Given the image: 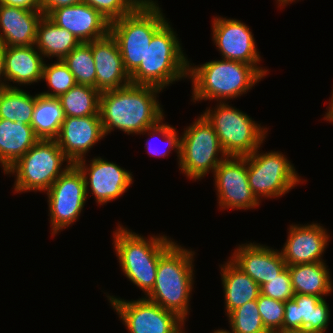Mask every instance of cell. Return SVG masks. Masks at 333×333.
Listing matches in <instances>:
<instances>
[{
  "label": "cell",
  "mask_w": 333,
  "mask_h": 333,
  "mask_svg": "<svg viewBox=\"0 0 333 333\" xmlns=\"http://www.w3.org/2000/svg\"><path fill=\"white\" fill-rule=\"evenodd\" d=\"M154 86L130 84L104 91L99 97V115L105 136L118 129L125 134H140L164 118Z\"/></svg>",
  "instance_id": "cell-1"
},
{
  "label": "cell",
  "mask_w": 333,
  "mask_h": 333,
  "mask_svg": "<svg viewBox=\"0 0 333 333\" xmlns=\"http://www.w3.org/2000/svg\"><path fill=\"white\" fill-rule=\"evenodd\" d=\"M194 255V251L174 242L160 256L153 289L147 296H142L175 313L184 322L191 310Z\"/></svg>",
  "instance_id": "cell-2"
},
{
  "label": "cell",
  "mask_w": 333,
  "mask_h": 333,
  "mask_svg": "<svg viewBox=\"0 0 333 333\" xmlns=\"http://www.w3.org/2000/svg\"><path fill=\"white\" fill-rule=\"evenodd\" d=\"M192 64L189 61L188 79L192 83L191 101L195 103L233 100L252 90L263 79L252 65L240 61L220 59L197 66Z\"/></svg>",
  "instance_id": "cell-3"
},
{
  "label": "cell",
  "mask_w": 333,
  "mask_h": 333,
  "mask_svg": "<svg viewBox=\"0 0 333 333\" xmlns=\"http://www.w3.org/2000/svg\"><path fill=\"white\" fill-rule=\"evenodd\" d=\"M149 236H141L119 224L113 231L112 243L124 276L146 296L153 289L160 256L175 242L166 235Z\"/></svg>",
  "instance_id": "cell-4"
},
{
  "label": "cell",
  "mask_w": 333,
  "mask_h": 333,
  "mask_svg": "<svg viewBox=\"0 0 333 333\" xmlns=\"http://www.w3.org/2000/svg\"><path fill=\"white\" fill-rule=\"evenodd\" d=\"M168 20L154 33L144 60L130 75L133 85L164 90L173 82L188 78V57Z\"/></svg>",
  "instance_id": "cell-5"
},
{
  "label": "cell",
  "mask_w": 333,
  "mask_h": 333,
  "mask_svg": "<svg viewBox=\"0 0 333 333\" xmlns=\"http://www.w3.org/2000/svg\"><path fill=\"white\" fill-rule=\"evenodd\" d=\"M157 2L143 1L133 12L110 23L109 32L118 43L129 75L144 60L154 33L167 21Z\"/></svg>",
  "instance_id": "cell-6"
},
{
  "label": "cell",
  "mask_w": 333,
  "mask_h": 333,
  "mask_svg": "<svg viewBox=\"0 0 333 333\" xmlns=\"http://www.w3.org/2000/svg\"><path fill=\"white\" fill-rule=\"evenodd\" d=\"M64 162H67L66 166ZM71 165L56 140L39 139L6 174L15 175L14 194L30 191L46 193Z\"/></svg>",
  "instance_id": "cell-7"
},
{
  "label": "cell",
  "mask_w": 333,
  "mask_h": 333,
  "mask_svg": "<svg viewBox=\"0 0 333 333\" xmlns=\"http://www.w3.org/2000/svg\"><path fill=\"white\" fill-rule=\"evenodd\" d=\"M228 104L217 102L214 108H206L202 115L214 128L227 156H248L264 143L268 128Z\"/></svg>",
  "instance_id": "cell-8"
},
{
  "label": "cell",
  "mask_w": 333,
  "mask_h": 333,
  "mask_svg": "<svg viewBox=\"0 0 333 333\" xmlns=\"http://www.w3.org/2000/svg\"><path fill=\"white\" fill-rule=\"evenodd\" d=\"M180 136L178 166L190 180L203 179L210 171L214 172L227 157L214 128L202 114Z\"/></svg>",
  "instance_id": "cell-9"
},
{
  "label": "cell",
  "mask_w": 333,
  "mask_h": 333,
  "mask_svg": "<svg viewBox=\"0 0 333 333\" xmlns=\"http://www.w3.org/2000/svg\"><path fill=\"white\" fill-rule=\"evenodd\" d=\"M260 148L246 156L249 186L260 203L263 198L282 197L295 185L303 183L304 179H301L286 155L272 150L264 153Z\"/></svg>",
  "instance_id": "cell-10"
},
{
  "label": "cell",
  "mask_w": 333,
  "mask_h": 333,
  "mask_svg": "<svg viewBox=\"0 0 333 333\" xmlns=\"http://www.w3.org/2000/svg\"><path fill=\"white\" fill-rule=\"evenodd\" d=\"M46 192L51 234L55 236L81 216L87 201L84 177L72 164Z\"/></svg>",
  "instance_id": "cell-11"
},
{
  "label": "cell",
  "mask_w": 333,
  "mask_h": 333,
  "mask_svg": "<svg viewBox=\"0 0 333 333\" xmlns=\"http://www.w3.org/2000/svg\"><path fill=\"white\" fill-rule=\"evenodd\" d=\"M106 297L128 333H185L181 318L145 297L130 301L109 294Z\"/></svg>",
  "instance_id": "cell-12"
},
{
  "label": "cell",
  "mask_w": 333,
  "mask_h": 333,
  "mask_svg": "<svg viewBox=\"0 0 333 333\" xmlns=\"http://www.w3.org/2000/svg\"><path fill=\"white\" fill-rule=\"evenodd\" d=\"M212 22V41L220 52L222 59L240 61L252 65L263 77L269 71L260 65L254 34L241 20L215 16ZM259 64V65H258Z\"/></svg>",
  "instance_id": "cell-13"
},
{
  "label": "cell",
  "mask_w": 333,
  "mask_h": 333,
  "mask_svg": "<svg viewBox=\"0 0 333 333\" xmlns=\"http://www.w3.org/2000/svg\"><path fill=\"white\" fill-rule=\"evenodd\" d=\"M219 209H255L261 203L248 182L245 157L227 156L213 172Z\"/></svg>",
  "instance_id": "cell-14"
},
{
  "label": "cell",
  "mask_w": 333,
  "mask_h": 333,
  "mask_svg": "<svg viewBox=\"0 0 333 333\" xmlns=\"http://www.w3.org/2000/svg\"><path fill=\"white\" fill-rule=\"evenodd\" d=\"M88 165L86 159H80L74 165L81 171L86 196L91 192L98 205H105L118 199L133 184L132 172L104 158L94 157ZM90 187V188H89Z\"/></svg>",
  "instance_id": "cell-15"
},
{
  "label": "cell",
  "mask_w": 333,
  "mask_h": 333,
  "mask_svg": "<svg viewBox=\"0 0 333 333\" xmlns=\"http://www.w3.org/2000/svg\"><path fill=\"white\" fill-rule=\"evenodd\" d=\"M288 237L280 250L287 266L325 262L323 254L330 241L327 229L319 223L291 224Z\"/></svg>",
  "instance_id": "cell-16"
},
{
  "label": "cell",
  "mask_w": 333,
  "mask_h": 333,
  "mask_svg": "<svg viewBox=\"0 0 333 333\" xmlns=\"http://www.w3.org/2000/svg\"><path fill=\"white\" fill-rule=\"evenodd\" d=\"M105 137L100 115L65 117L55 139L72 164L86 158L93 146Z\"/></svg>",
  "instance_id": "cell-17"
},
{
  "label": "cell",
  "mask_w": 333,
  "mask_h": 333,
  "mask_svg": "<svg viewBox=\"0 0 333 333\" xmlns=\"http://www.w3.org/2000/svg\"><path fill=\"white\" fill-rule=\"evenodd\" d=\"M47 16L70 31L80 43L100 39L110 31V22L85 2L56 8Z\"/></svg>",
  "instance_id": "cell-18"
},
{
  "label": "cell",
  "mask_w": 333,
  "mask_h": 333,
  "mask_svg": "<svg viewBox=\"0 0 333 333\" xmlns=\"http://www.w3.org/2000/svg\"><path fill=\"white\" fill-rule=\"evenodd\" d=\"M229 258L259 286L270 282L287 267L279 250L255 242L238 244Z\"/></svg>",
  "instance_id": "cell-19"
},
{
  "label": "cell",
  "mask_w": 333,
  "mask_h": 333,
  "mask_svg": "<svg viewBox=\"0 0 333 333\" xmlns=\"http://www.w3.org/2000/svg\"><path fill=\"white\" fill-rule=\"evenodd\" d=\"M91 50L96 66V89L100 93L131 84L118 43L110 32L100 39L91 41Z\"/></svg>",
  "instance_id": "cell-20"
},
{
  "label": "cell",
  "mask_w": 333,
  "mask_h": 333,
  "mask_svg": "<svg viewBox=\"0 0 333 333\" xmlns=\"http://www.w3.org/2000/svg\"><path fill=\"white\" fill-rule=\"evenodd\" d=\"M326 299L316 295L295 294L284 302L283 329H303L326 333L330 322V309Z\"/></svg>",
  "instance_id": "cell-21"
},
{
  "label": "cell",
  "mask_w": 333,
  "mask_h": 333,
  "mask_svg": "<svg viewBox=\"0 0 333 333\" xmlns=\"http://www.w3.org/2000/svg\"><path fill=\"white\" fill-rule=\"evenodd\" d=\"M40 9L0 4V43L5 47L35 45Z\"/></svg>",
  "instance_id": "cell-22"
},
{
  "label": "cell",
  "mask_w": 333,
  "mask_h": 333,
  "mask_svg": "<svg viewBox=\"0 0 333 333\" xmlns=\"http://www.w3.org/2000/svg\"><path fill=\"white\" fill-rule=\"evenodd\" d=\"M45 59L35 45L5 47L4 72L9 88L42 81Z\"/></svg>",
  "instance_id": "cell-23"
},
{
  "label": "cell",
  "mask_w": 333,
  "mask_h": 333,
  "mask_svg": "<svg viewBox=\"0 0 333 333\" xmlns=\"http://www.w3.org/2000/svg\"><path fill=\"white\" fill-rule=\"evenodd\" d=\"M38 140L31 125L0 118V166L4 174Z\"/></svg>",
  "instance_id": "cell-24"
},
{
  "label": "cell",
  "mask_w": 333,
  "mask_h": 333,
  "mask_svg": "<svg viewBox=\"0 0 333 333\" xmlns=\"http://www.w3.org/2000/svg\"><path fill=\"white\" fill-rule=\"evenodd\" d=\"M224 263L219 267L225 300V313L228 315L245 303L257 300L260 294V286L230 258Z\"/></svg>",
  "instance_id": "cell-25"
},
{
  "label": "cell",
  "mask_w": 333,
  "mask_h": 333,
  "mask_svg": "<svg viewBox=\"0 0 333 333\" xmlns=\"http://www.w3.org/2000/svg\"><path fill=\"white\" fill-rule=\"evenodd\" d=\"M325 262L287 266L295 294L324 296L333 292V280Z\"/></svg>",
  "instance_id": "cell-26"
},
{
  "label": "cell",
  "mask_w": 333,
  "mask_h": 333,
  "mask_svg": "<svg viewBox=\"0 0 333 333\" xmlns=\"http://www.w3.org/2000/svg\"><path fill=\"white\" fill-rule=\"evenodd\" d=\"M79 40L66 29L55 24L44 15L37 26L35 47L44 58L62 60L78 44Z\"/></svg>",
  "instance_id": "cell-27"
},
{
  "label": "cell",
  "mask_w": 333,
  "mask_h": 333,
  "mask_svg": "<svg viewBox=\"0 0 333 333\" xmlns=\"http://www.w3.org/2000/svg\"><path fill=\"white\" fill-rule=\"evenodd\" d=\"M64 120V111L58 97L35 94V107L30 125L39 139L55 140Z\"/></svg>",
  "instance_id": "cell-28"
},
{
  "label": "cell",
  "mask_w": 333,
  "mask_h": 333,
  "mask_svg": "<svg viewBox=\"0 0 333 333\" xmlns=\"http://www.w3.org/2000/svg\"><path fill=\"white\" fill-rule=\"evenodd\" d=\"M100 92L93 86L76 84L58 99L65 117H86L99 115Z\"/></svg>",
  "instance_id": "cell-29"
},
{
  "label": "cell",
  "mask_w": 333,
  "mask_h": 333,
  "mask_svg": "<svg viewBox=\"0 0 333 333\" xmlns=\"http://www.w3.org/2000/svg\"><path fill=\"white\" fill-rule=\"evenodd\" d=\"M35 107V95L20 87L0 91V118L30 125Z\"/></svg>",
  "instance_id": "cell-30"
},
{
  "label": "cell",
  "mask_w": 333,
  "mask_h": 333,
  "mask_svg": "<svg viewBox=\"0 0 333 333\" xmlns=\"http://www.w3.org/2000/svg\"><path fill=\"white\" fill-rule=\"evenodd\" d=\"M62 61L74 75L77 84L96 88V66L91 42L79 43Z\"/></svg>",
  "instance_id": "cell-31"
},
{
  "label": "cell",
  "mask_w": 333,
  "mask_h": 333,
  "mask_svg": "<svg viewBox=\"0 0 333 333\" xmlns=\"http://www.w3.org/2000/svg\"><path fill=\"white\" fill-rule=\"evenodd\" d=\"M230 333H269L262 323L257 300H252L228 315Z\"/></svg>",
  "instance_id": "cell-32"
},
{
  "label": "cell",
  "mask_w": 333,
  "mask_h": 333,
  "mask_svg": "<svg viewBox=\"0 0 333 333\" xmlns=\"http://www.w3.org/2000/svg\"><path fill=\"white\" fill-rule=\"evenodd\" d=\"M42 80L47 82L49 90L40 94L48 97H59L77 84L74 75L62 60H57L52 64H46L45 61Z\"/></svg>",
  "instance_id": "cell-33"
},
{
  "label": "cell",
  "mask_w": 333,
  "mask_h": 333,
  "mask_svg": "<svg viewBox=\"0 0 333 333\" xmlns=\"http://www.w3.org/2000/svg\"><path fill=\"white\" fill-rule=\"evenodd\" d=\"M165 120V117L161 119L157 124H155L152 127L146 128L142 133L139 135H149L151 139L162 137V141L167 144V146L162 150L160 148L154 147L151 144V139L146 141V151L149 155L157 156V157H166L168 154L171 153L172 150H175L177 152V159L179 162L180 158V147H181V136H178V131H176V128L167 124L163 123L162 121ZM158 139V138H157ZM154 141V139H153ZM152 141V142H153ZM154 143V142H153ZM159 147V145H158ZM160 149V150H159Z\"/></svg>",
  "instance_id": "cell-34"
},
{
  "label": "cell",
  "mask_w": 333,
  "mask_h": 333,
  "mask_svg": "<svg viewBox=\"0 0 333 333\" xmlns=\"http://www.w3.org/2000/svg\"><path fill=\"white\" fill-rule=\"evenodd\" d=\"M257 305L262 323L269 333L283 329L284 302L259 294Z\"/></svg>",
  "instance_id": "cell-35"
},
{
  "label": "cell",
  "mask_w": 333,
  "mask_h": 333,
  "mask_svg": "<svg viewBox=\"0 0 333 333\" xmlns=\"http://www.w3.org/2000/svg\"><path fill=\"white\" fill-rule=\"evenodd\" d=\"M143 1L154 0H83L110 23L133 12Z\"/></svg>",
  "instance_id": "cell-36"
},
{
  "label": "cell",
  "mask_w": 333,
  "mask_h": 333,
  "mask_svg": "<svg viewBox=\"0 0 333 333\" xmlns=\"http://www.w3.org/2000/svg\"><path fill=\"white\" fill-rule=\"evenodd\" d=\"M260 294L282 302L292 300L295 293L288 267L270 282L261 285Z\"/></svg>",
  "instance_id": "cell-37"
},
{
  "label": "cell",
  "mask_w": 333,
  "mask_h": 333,
  "mask_svg": "<svg viewBox=\"0 0 333 333\" xmlns=\"http://www.w3.org/2000/svg\"><path fill=\"white\" fill-rule=\"evenodd\" d=\"M80 2H83V0H40V10L44 15H48L56 8L71 6Z\"/></svg>",
  "instance_id": "cell-38"
},
{
  "label": "cell",
  "mask_w": 333,
  "mask_h": 333,
  "mask_svg": "<svg viewBox=\"0 0 333 333\" xmlns=\"http://www.w3.org/2000/svg\"><path fill=\"white\" fill-rule=\"evenodd\" d=\"M0 4L25 9H40V0H0Z\"/></svg>",
  "instance_id": "cell-39"
},
{
  "label": "cell",
  "mask_w": 333,
  "mask_h": 333,
  "mask_svg": "<svg viewBox=\"0 0 333 333\" xmlns=\"http://www.w3.org/2000/svg\"><path fill=\"white\" fill-rule=\"evenodd\" d=\"M4 56H5V46L0 43V91H3L8 87L5 79L4 72Z\"/></svg>",
  "instance_id": "cell-40"
},
{
  "label": "cell",
  "mask_w": 333,
  "mask_h": 333,
  "mask_svg": "<svg viewBox=\"0 0 333 333\" xmlns=\"http://www.w3.org/2000/svg\"><path fill=\"white\" fill-rule=\"evenodd\" d=\"M331 100L329 102V106L327 109L326 114L324 115V120L329 121L330 123H333V89H332V95H331Z\"/></svg>",
  "instance_id": "cell-41"
},
{
  "label": "cell",
  "mask_w": 333,
  "mask_h": 333,
  "mask_svg": "<svg viewBox=\"0 0 333 333\" xmlns=\"http://www.w3.org/2000/svg\"><path fill=\"white\" fill-rule=\"evenodd\" d=\"M273 333H315V332H309L303 329H280Z\"/></svg>",
  "instance_id": "cell-42"
},
{
  "label": "cell",
  "mask_w": 333,
  "mask_h": 333,
  "mask_svg": "<svg viewBox=\"0 0 333 333\" xmlns=\"http://www.w3.org/2000/svg\"><path fill=\"white\" fill-rule=\"evenodd\" d=\"M295 1L296 0H277L276 3H278V7L280 6V8H282V7L284 8V6L289 5V4H291V3L295 2Z\"/></svg>",
  "instance_id": "cell-43"
},
{
  "label": "cell",
  "mask_w": 333,
  "mask_h": 333,
  "mask_svg": "<svg viewBox=\"0 0 333 333\" xmlns=\"http://www.w3.org/2000/svg\"><path fill=\"white\" fill-rule=\"evenodd\" d=\"M212 333H230V331L220 328V329H217L216 331H213Z\"/></svg>",
  "instance_id": "cell-44"
}]
</instances>
